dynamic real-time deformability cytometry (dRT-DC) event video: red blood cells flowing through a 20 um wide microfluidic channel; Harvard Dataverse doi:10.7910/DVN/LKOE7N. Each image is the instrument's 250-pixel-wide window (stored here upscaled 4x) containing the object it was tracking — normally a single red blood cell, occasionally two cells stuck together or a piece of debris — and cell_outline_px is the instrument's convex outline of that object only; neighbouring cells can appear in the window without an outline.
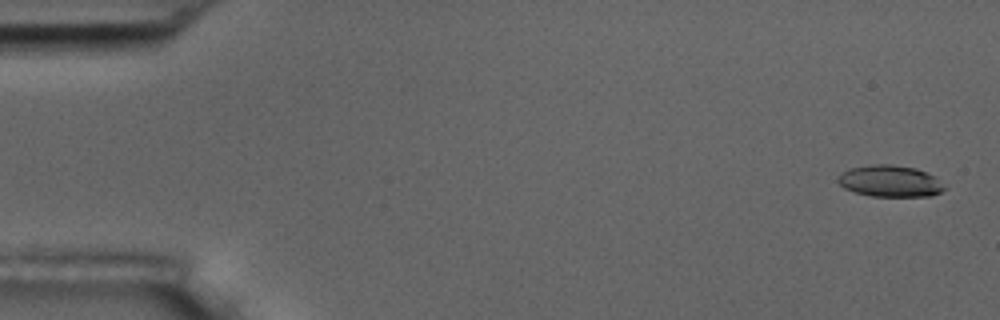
{"species": "common noctule bat (a hibernating species)", "species_latin": "Nyctalus noctula", "temperature_condition": "room temperature", "stored_images_in_passage": 5, "camera_frame_rate_fps": 3000, "um_per_image_px": 0.085, "animal": {"sex": "male", "body_mass_g": 17.5, "forearm_length_mm": 52.3}, "frame": {"image": 1, "passage_image": 1, "time_ms": 0.0, "image_size_px": [1000, 320], "cell_outline_px": [[944, 188], [940, 192], [932, 196], [872, 196], [856, 192], [844, 188], [836, 180], [836, 176], [840, 172], [848, 168], [872, 164], [892, 164], [916, 168], [936, 176]], "centroid_in_image_um": [75.6, 15.38], "position_along_channel_um": 9.4, "area_um2": 19.71}}
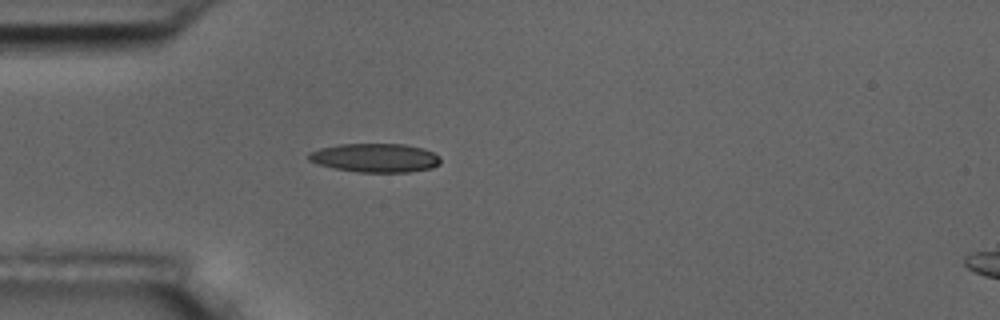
{"frame": {"image": 2, "passage_image": 5, "time_ms": 4.667, "image_size_px": [1000, 320], "cell_outline_px": [[440, 164], [432, 168], [408, 172], [356, 172], [332, 168], [308, 160], [308, 152], [320, 148], [340, 144], [404, 144], [424, 148], [440, 156]], "centroid_in_image_um": [31.9, 13.41], "position_along_channel_um": 53.1, "area_um2": 22.25}}